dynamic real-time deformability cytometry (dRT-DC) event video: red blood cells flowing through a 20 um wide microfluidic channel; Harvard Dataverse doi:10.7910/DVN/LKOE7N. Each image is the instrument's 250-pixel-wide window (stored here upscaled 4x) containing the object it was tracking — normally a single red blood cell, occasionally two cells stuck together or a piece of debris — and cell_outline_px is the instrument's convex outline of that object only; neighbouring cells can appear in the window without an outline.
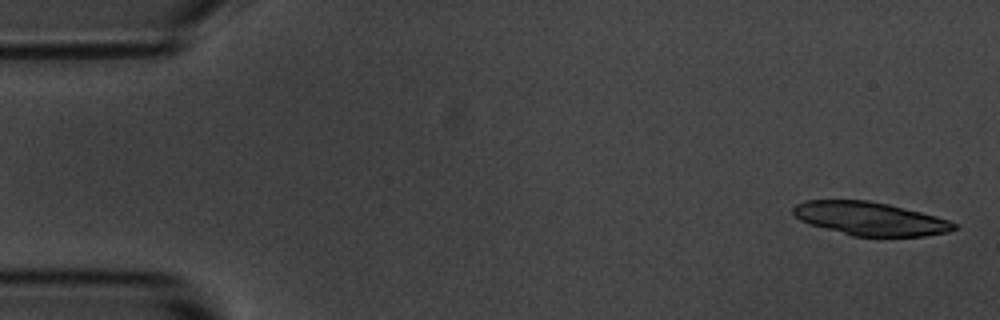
{"species": "common noctule bat (a hibernating species)", "species_latin": "Nyctalus noctula", "temperature_condition": "room temperature", "stored_images_in_passage": 4, "camera_frame_rate_fps": 3000, "um_per_image_px": 0.085, "animal": {"sex": "male", "body_mass_g": 20.1, "forearm_length_mm": 53.5}, "frame": {"image": 1, "passage_image": 1, "time_ms": 0.0, "image_size_px": [1000, 320], "cell_outline_px": [[960, 228], [948, 232], [924, 236], [852, 236], [808, 224], [800, 220], [792, 212], [792, 208], [796, 204], [804, 200], [868, 200], [888, 204], [936, 216], [960, 224]], "centroid_in_image_um": [73.97, 18.59], "position_along_channel_um": 11.0, "area_um2": 31.44}}